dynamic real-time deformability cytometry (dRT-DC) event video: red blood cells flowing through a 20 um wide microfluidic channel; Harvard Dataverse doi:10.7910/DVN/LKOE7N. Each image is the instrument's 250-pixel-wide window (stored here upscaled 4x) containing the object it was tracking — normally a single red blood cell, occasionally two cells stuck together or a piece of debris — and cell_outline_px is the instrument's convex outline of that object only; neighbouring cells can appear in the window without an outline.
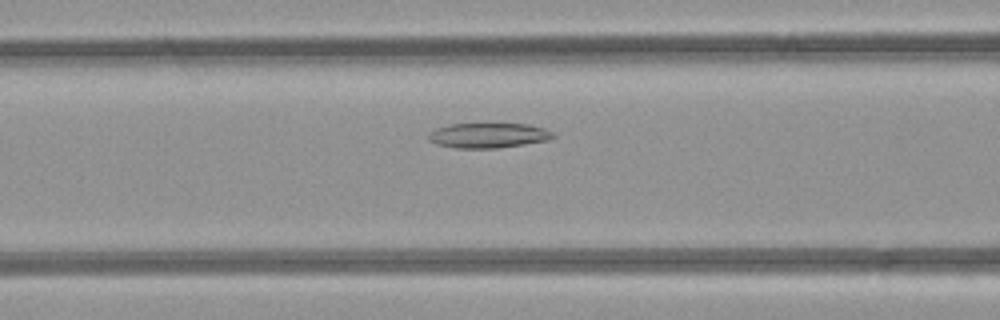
{"species": "common noctule bat (a hibernating species)", "species_latin": "Nyctalus noctula", "temperature_condition": "room temperature", "stored_images_in_passage": 45, "camera_frame_rate_fps": 3000, "um_per_image_px": 0.085, "animal": {"sex": "female", "body_mass_g": 21.9}, "frame": {"image": 1, "passage_image": 16, "time_ms": 5.0, "image_size_px": [1000, 320], "cell_outline_px": [[556, 136], [548, 140], [524, 144], [496, 148], [456, 148], [436, 144], [428, 140], [428, 132], [436, 128], [448, 124], [528, 124], [544, 128], [552, 132]], "centroid_in_image_um": [41.47, 11.51], "position_along_channel_um": 125.1, "area_um2": 18.15}}
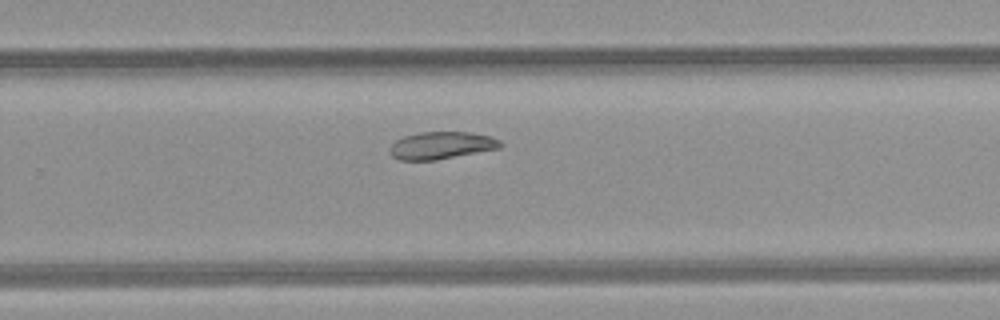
{"frame": {"image": 2, "passage_image": 28, "time_ms": 9.0, "image_size_px": [1000, 320], "cell_outline_px": [[504, 144], [500, 148], [436, 160], [400, 160], [392, 156], [392, 144], [396, 140], [404, 136], [420, 132], [472, 132], [492, 136], [500, 140]], "centroid_in_image_um": [37.58, 12.35], "position_along_channel_um": 292.2, "area_um2": 17.57}}
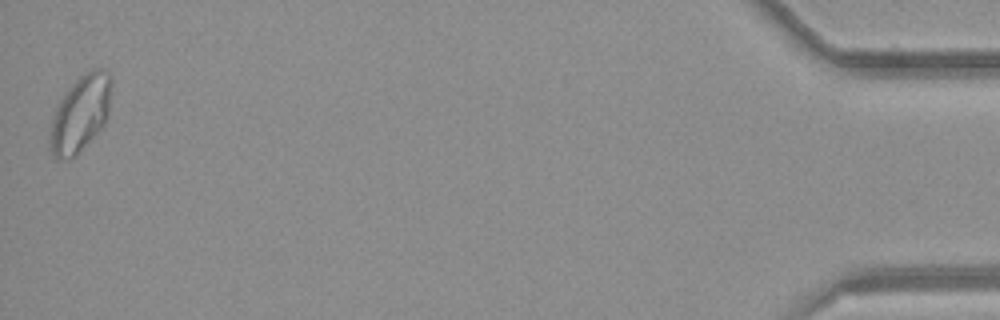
{"frame": {"image": 3, "passage_image": 45, "time_ms": 14.667, "image_size_px": [1000, 320], "cell_outline_px": [[112, 84], [108, 116], [104, 124], [68, 160], [56, 160], [48, 148], [48, 136], [52, 116], [56, 104], [60, 96], [88, 68], [108, 68], [112, 76]], "centroid_in_image_um": [6.8, 9.58], "position_along_channel_um": 428.4, "area_um2": 27.86}}